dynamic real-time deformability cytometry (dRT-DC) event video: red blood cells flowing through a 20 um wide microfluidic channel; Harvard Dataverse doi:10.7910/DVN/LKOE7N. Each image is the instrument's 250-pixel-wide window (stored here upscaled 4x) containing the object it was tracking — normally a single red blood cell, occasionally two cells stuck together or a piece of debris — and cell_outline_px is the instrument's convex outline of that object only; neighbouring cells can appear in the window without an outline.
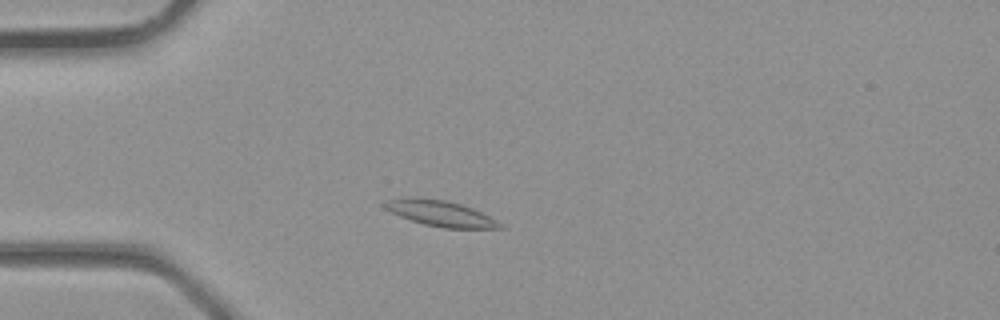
{"species": "common noctule bat (a hibernating species)", "species_latin": "Nyctalus noctula", "temperature_condition": "room temperature", "stored_images_in_passage": 2, "camera_frame_rate_fps": 3000, "um_per_image_px": 0.085, "animal": {"sex": "male", "body_mass_g": 23.1, "forearm_length_mm": 52.7}, "frame": {"image": 1, "passage_image": 2, "time_ms": 0.333, "image_size_px": [1000, 320], "cell_outline_px": [[508, 228], [444, 228], [424, 224], [400, 216], [384, 208], [380, 204], [388, 200], [400, 196], [404, 196], [444, 200], [460, 204], [472, 208], [496, 220]], "centroid_in_image_um": [37.39, 18.12], "position_along_channel_um": 47.6, "area_um2": 17.22}}